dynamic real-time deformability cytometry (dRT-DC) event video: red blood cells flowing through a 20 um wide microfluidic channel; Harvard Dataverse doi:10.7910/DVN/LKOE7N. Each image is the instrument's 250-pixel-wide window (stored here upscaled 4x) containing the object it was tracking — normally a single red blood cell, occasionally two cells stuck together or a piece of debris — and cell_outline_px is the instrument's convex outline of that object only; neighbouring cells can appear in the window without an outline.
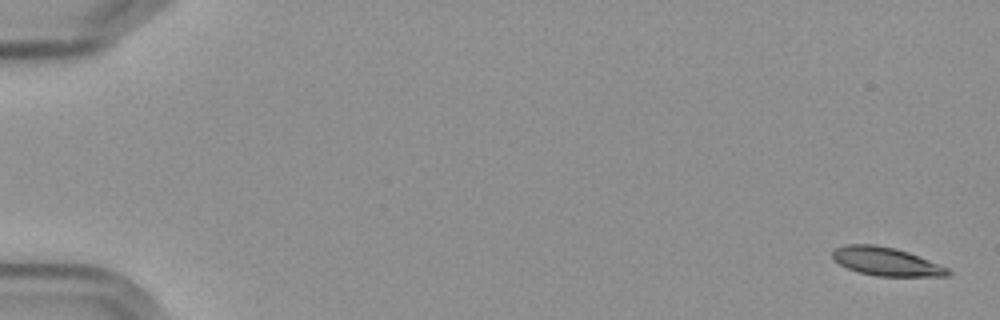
{"species": "Egyptian fruit bat (a non-hibernating species)", "species_latin": "Rousettus aegyptiacus", "temperature_condition": "cold", "stored_images_in_passage": 5, "camera_frame_rate_fps": 3000, "um_per_image_px": 0.085, "frame": {"image": 1, "passage_image": 1, "time_ms": 0.0, "image_size_px": [1000, 320], "cell_outline_px": [[952, 272], [948, 276], [876, 276], [860, 272], [848, 268], [832, 260], [832, 252], [836, 248], [848, 244], [876, 244], [896, 248], [908, 252], [948, 268]], "centroid_in_image_um": [75.31, 22.22], "position_along_channel_um": 9.7, "area_um2": 19.02}}
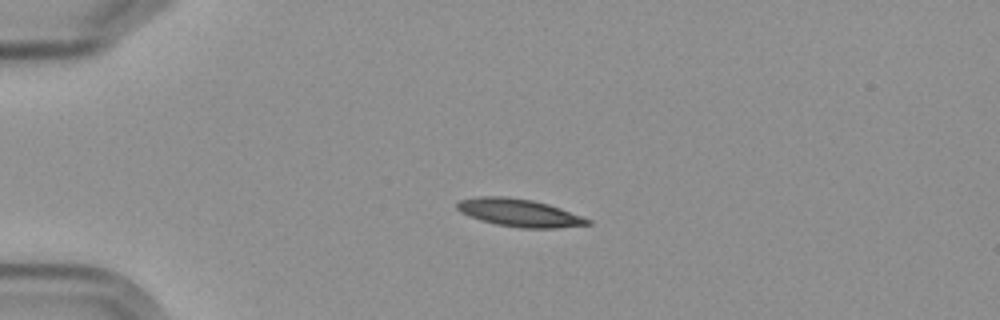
{"frame": {"image": 2, "passage_image": 4, "time_ms": 4.333, "image_size_px": [1000, 320], "cell_outline_px": [[592, 224], [556, 228], [524, 228], [496, 224], [480, 220], [460, 212], [456, 208], [456, 204], [460, 200], [476, 196], [508, 196], [532, 200], [548, 204], [560, 208], [592, 220]], "centroid_in_image_um": [44.13, 18.08], "position_along_channel_um": 40.9, "area_um2": 21.1}}